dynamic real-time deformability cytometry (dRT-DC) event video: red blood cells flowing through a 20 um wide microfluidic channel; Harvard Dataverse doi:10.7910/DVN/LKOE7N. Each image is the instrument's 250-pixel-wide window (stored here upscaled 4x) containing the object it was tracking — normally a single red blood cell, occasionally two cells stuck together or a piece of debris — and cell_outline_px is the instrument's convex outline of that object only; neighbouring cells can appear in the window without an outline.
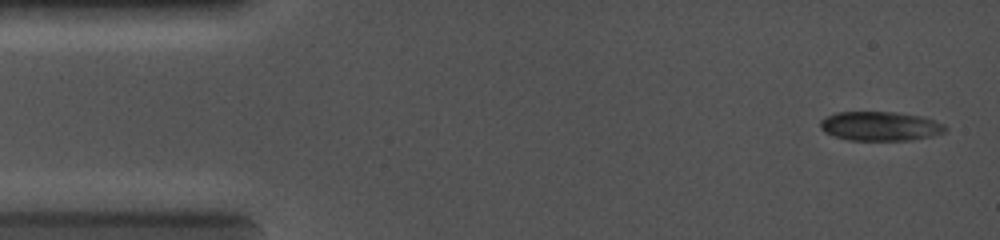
{"species": "common noctule bat (a hibernating species)", "species_latin": "Nyctalus noctula", "temperature_condition": "cold", "stored_images_in_passage": 11, "camera_frame_rate_fps": 5000, "um_per_image_px": 0.085, "animal": {"sex": "female", "body_mass_g": 19.0, "forearm_length_mm": 56.7}, "frame": {"image": 1, "passage_image": 1, "time_ms": 0.0, "image_size_px": [1000, 240], "cell_outline_px": [[948, 128], [944, 132], [932, 136], [912, 140], [848, 140], [832, 136], [824, 132], [820, 128], [820, 120], [836, 112], [896, 112], [920, 116], [944, 124]], "centroid_in_image_um": [74.79, 10.73], "position_along_channel_um": 10.2, "area_um2": 21.33}}
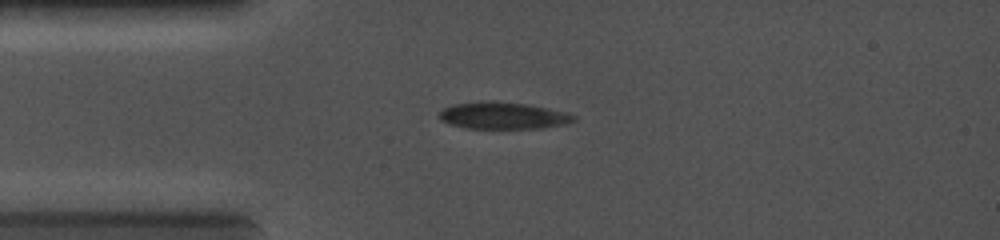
{"frame": {"image": 2, "passage_image": 6, "time_ms": 2.6, "image_size_px": [1000, 240], "cell_outline_px": [[576, 120], [568, 124], [544, 128], [468, 128], [448, 124], [440, 120], [440, 112], [444, 108], [452, 104], [484, 100], [496, 100], [528, 104], [568, 112], [576, 116]], "centroid_in_image_um": [42.79, 9.81], "position_along_channel_um": 42.2, "area_um2": 21.5}}
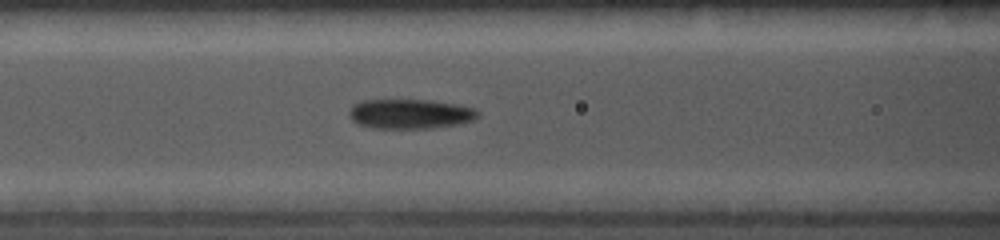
{"frame": {"image": 3, "passage_image": 10, "time_ms": 4.8, "image_size_px": [1000, 240], "cell_outline_px": [[480, 116], [472, 120], [460, 124], [432, 128], [372, 128], [356, 124], [348, 116], [348, 112], [352, 104], [364, 100], [428, 100], [460, 104], [476, 108], [480, 112]], "centroid_in_image_um": [34.87, 9.68], "position_along_channel_um": 131.7, "area_um2": 22.66}}